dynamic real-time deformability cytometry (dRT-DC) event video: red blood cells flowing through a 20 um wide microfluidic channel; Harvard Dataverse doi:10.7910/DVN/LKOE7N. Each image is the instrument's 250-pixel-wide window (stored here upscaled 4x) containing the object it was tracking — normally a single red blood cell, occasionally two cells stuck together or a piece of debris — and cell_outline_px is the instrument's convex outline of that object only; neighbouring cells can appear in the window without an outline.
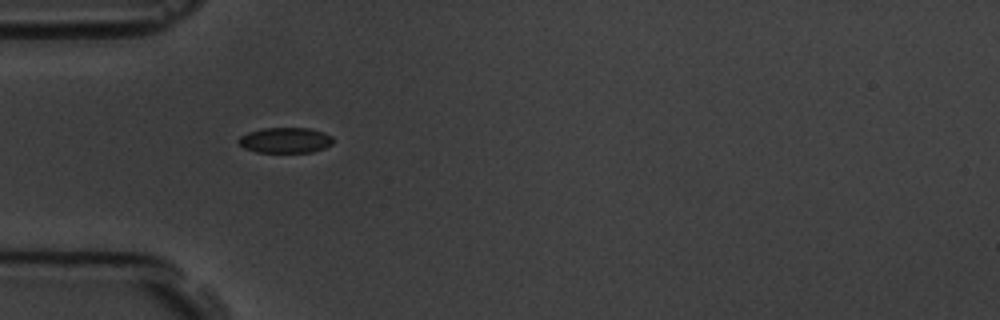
{"species": "common noctule bat (a hibernating species)", "species_latin": "Nyctalus noctula", "temperature_condition": "room temperature", "stored_images_in_passage": 9, "camera_frame_rate_fps": 3000, "um_per_image_px": 0.085, "animal": {"sex": "male", "body_mass_g": 19.5, "forearm_length_mm": 54.6}, "frame": {"image": 1, "passage_image": 1, "time_ms": 0.0, "image_size_px": [1000, 320], "cell_outline_px": [[332, 144], [324, 148], [312, 152], [256, 152], [244, 148], [236, 140], [240, 136], [248, 132], [264, 128], [308, 128], [324, 132], [332, 136]], "centroid_in_image_um": [24.24, 11.92], "position_along_channel_um": 60.8, "area_um2": 14.05}}
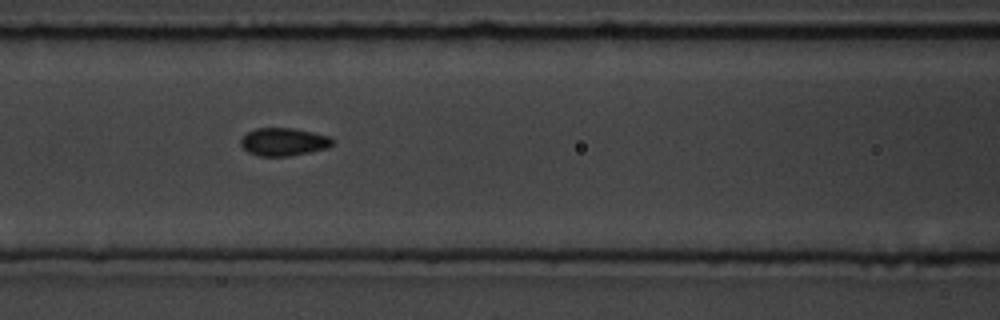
{"frame": {"image": 2, "passage_image": 3, "time_ms": 2.333, "image_size_px": [1000, 320], "cell_outline_px": [[332, 144], [328, 148], [288, 156], [260, 156], [248, 152], [240, 144], [240, 140], [248, 132], [256, 128], [292, 128], [312, 132], [328, 136], [332, 140]], "centroid_in_image_um": [24.08, 12.05], "position_along_channel_um": 142.5, "area_um2": 14.68}}
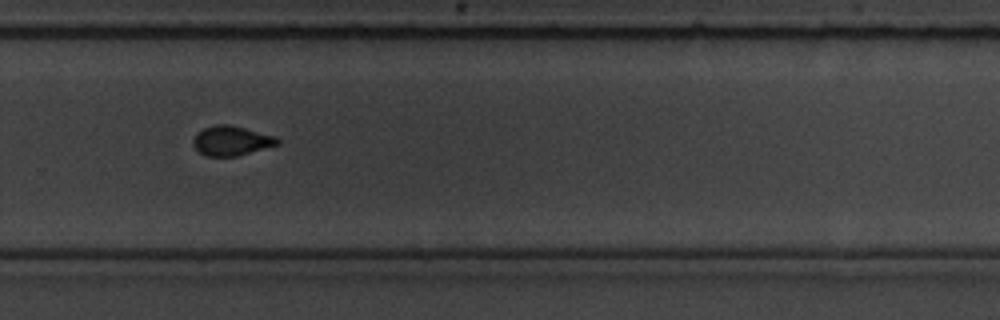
{"frame": {"image": 3, "passage_image": 7, "time_ms": 7.0, "image_size_px": [1000, 320], "cell_outline_px": [[280, 144], [236, 156], [204, 156], [192, 144], [192, 140], [196, 132], [204, 128], [216, 124], [228, 124], [276, 136], [280, 140]], "centroid_in_image_um": [19.65, 11.96], "position_along_channel_um": 310.1, "area_um2": 14.57}}